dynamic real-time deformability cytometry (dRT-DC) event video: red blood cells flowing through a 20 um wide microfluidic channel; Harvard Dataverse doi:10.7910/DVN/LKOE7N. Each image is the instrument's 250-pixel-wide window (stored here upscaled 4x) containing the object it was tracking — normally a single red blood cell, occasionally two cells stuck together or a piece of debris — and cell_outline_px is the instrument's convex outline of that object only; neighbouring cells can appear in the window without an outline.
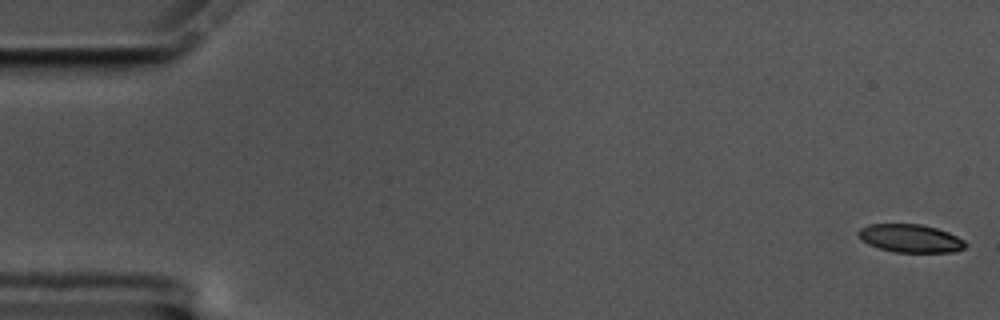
{"species": "common noctule bat (a hibernating species)", "species_latin": "Nyctalus noctula", "temperature_condition": "cold", "stored_images_in_passage": 58, "camera_frame_rate_fps": 3000, "um_per_image_px": 0.085, "animal": {"sex": "male", "body_mass_g": 17.5, "forearm_length_mm": 52.3}, "frame": {"image": 1, "passage_image": 1, "time_ms": 0.0, "image_size_px": [1000, 320], "cell_outline_px": [[968, 244], [964, 248], [952, 252], [896, 252], [880, 248], [868, 244], [860, 240], [856, 236], [856, 232], [860, 228], [868, 224], [920, 224], [936, 228], [948, 232], [964, 240]], "centroid_in_image_um": [77.34, 20.25], "position_along_channel_um": 7.7, "area_um2": 17.63}}
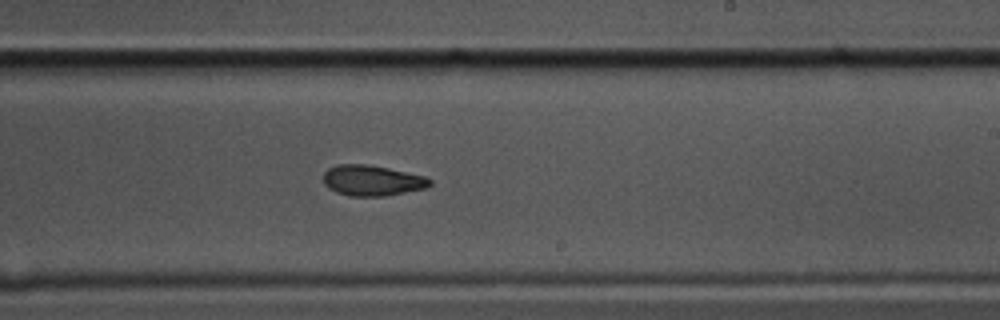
{"frame": {"image": 2, "passage_image": 35, "time_ms": 11.333, "image_size_px": [1000, 320], "cell_outline_px": [[432, 184], [424, 188], [384, 196], [348, 196], [336, 192], [328, 188], [324, 184], [324, 172], [328, 168], [336, 164], [368, 164], [388, 168], [424, 176], [432, 180]], "centroid_in_image_um": [31.59, 15.33], "position_along_channel_um": 257.4, "area_um2": 18.96}}
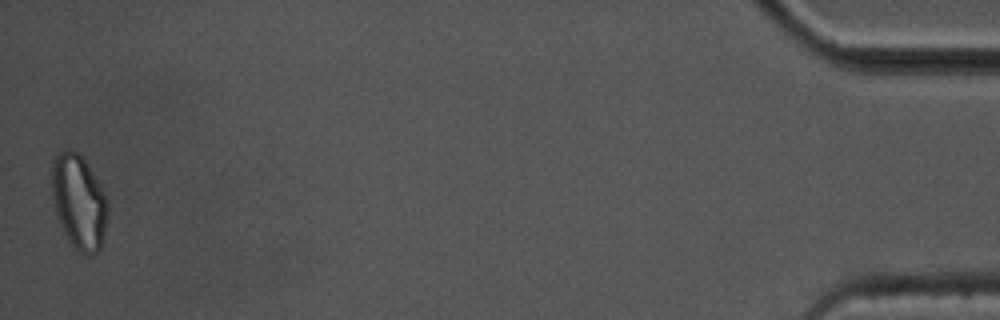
{"frame": {"image": 3, "passage_image": 58, "time_ms": 19.0, "image_size_px": [1000, 320], "cell_outline_px": [[108, 212], [104, 236], [100, 248], [92, 256], [80, 252], [68, 244], [56, 216], [52, 196], [52, 160], [56, 152], [68, 148], [76, 152], [84, 160], [100, 184], [108, 200]], "centroid_in_image_um": [6.69, 17.18], "position_along_channel_um": 428.5, "area_um2": 31.27}, "authors_computed_cell_mechanics": {"area_um2": 19.3052, "velocity_mm_per_s": 3.449, "shape_relaxation_time_tau1_ms": 7.965, "shape_relaxation_time_tau2_ms": 5.2293, "deformation_change_tau1": 0.1606, "deformation_change_tau2": 0.1116}}